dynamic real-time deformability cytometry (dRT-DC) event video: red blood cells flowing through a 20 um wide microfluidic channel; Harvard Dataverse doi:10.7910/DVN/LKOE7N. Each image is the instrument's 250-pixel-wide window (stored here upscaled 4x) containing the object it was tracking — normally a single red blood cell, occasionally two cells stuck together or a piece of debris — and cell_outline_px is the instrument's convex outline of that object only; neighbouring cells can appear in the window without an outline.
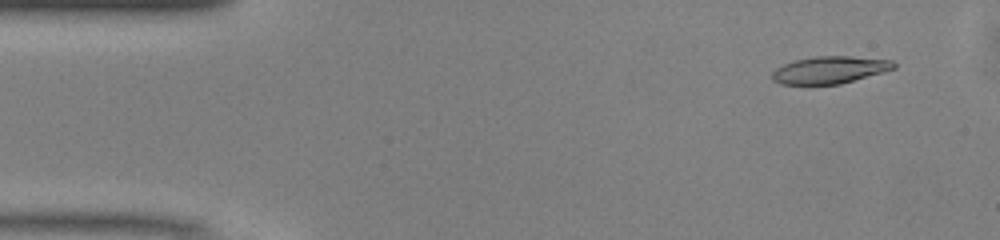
{"species": "common noctule bat (a hibernating species)", "species_latin": "Nyctalus noctula", "temperature_condition": "warm", "stored_images_in_passage": 49, "camera_frame_rate_fps": 3000, "um_per_image_px": 0.085, "animal": {"sex": "male", "body_mass_g": 13.0, "forearm_length_mm": 53.1}, "frame": {"image": 1, "passage_image": 4, "time_ms": 1.0, "image_size_px": [1000, 240], "cell_outline_px": [[896, 68], [884, 72], [840, 84], [780, 84], [772, 80], [772, 72], [776, 68], [784, 64], [796, 60], [816, 56], [852, 56], [892, 60], [896, 64]], "centroid_in_image_um": [70.55, 5.94], "position_along_channel_um": 14.4, "area_um2": 19.31}}
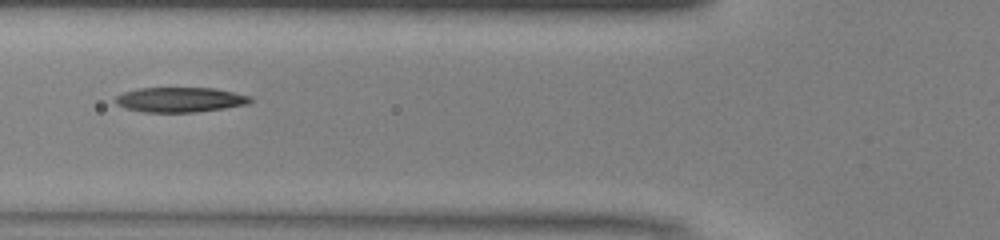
{"frame": {"image": 2, "passage_image": 18, "time_ms": 5.667, "image_size_px": [1000, 240], "cell_outline_px": [[252, 100], [248, 104], [224, 108], [196, 112], [144, 112], [128, 108], [116, 104], [112, 100], [116, 96], [124, 92], [140, 88], [216, 88], [252, 96]], "centroid_in_image_um": [15.32, 8.47], "position_along_channel_um": 110.5, "area_um2": 19.59}}
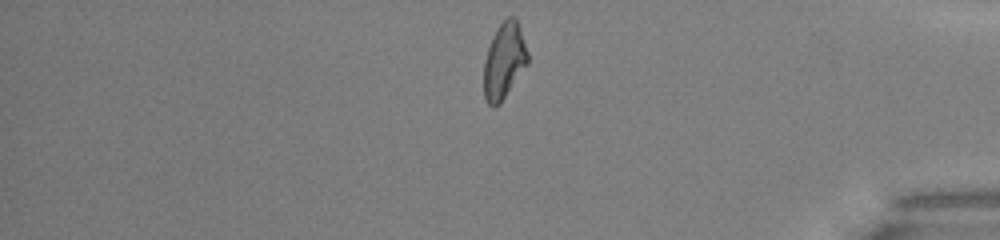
{"frame": {"image": 3, "passage_image": 41, "time_ms": 13.333, "image_size_px": [1000, 240], "cell_outline_px": [[528, 64], [500, 104], [492, 108], [488, 104], [484, 96], [484, 60], [492, 36], [496, 28], [508, 16], [516, 16], [528, 52]], "centroid_in_image_um": [42.85, 5.17], "position_along_channel_um": 392.3, "area_um2": 19.59}, "authors_computed_cell_mechanics": {"area_um2": 19.941, "velocity_mm_per_s": 4.1269, "shape_relaxation_time_tau1_ms": null, "shape_relaxation_time_tau2_ms": 4.6241, "deformation_change_tau1": null, "deformation_change_tau2": 0.1394}}